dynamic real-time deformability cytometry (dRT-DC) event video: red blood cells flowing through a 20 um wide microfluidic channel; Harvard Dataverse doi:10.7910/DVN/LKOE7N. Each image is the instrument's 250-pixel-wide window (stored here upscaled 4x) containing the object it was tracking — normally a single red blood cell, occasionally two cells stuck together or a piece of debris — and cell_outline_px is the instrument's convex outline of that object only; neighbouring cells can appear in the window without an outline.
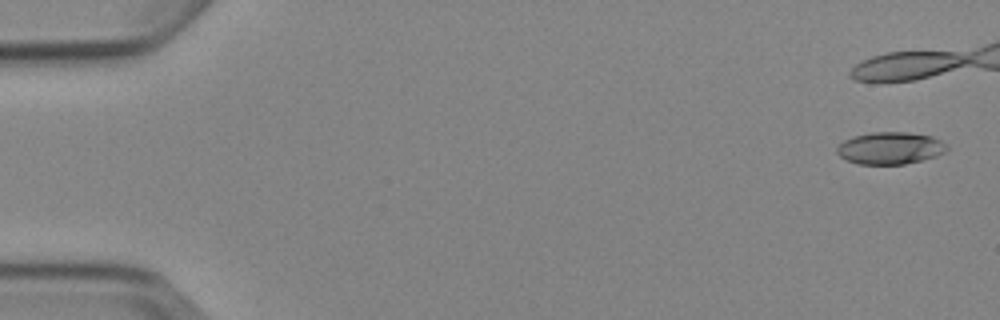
{"species": "Egyptian fruit bat (a non-hibernating species)", "species_latin": "Rousettus aegyptiacus", "temperature_condition": "cold", "stored_images_in_passage": 7, "camera_frame_rate_fps": 3000, "um_per_image_px": 0.085, "animal": {"sex": "female"}, "frame": {"image": 1, "passage_image": 1, "time_ms": 0.0, "image_size_px": [1000, 320], "cell_outline_px": [[948, 152], [936, 156], [904, 164], [860, 164], [844, 160], [836, 152], [836, 148], [844, 140], [852, 136], [872, 132], [908, 132], [932, 136], [940, 140], [948, 148]], "centroid_in_image_um": [75.65, 12.59], "position_along_channel_um": 9.4, "area_um2": 20.69}}
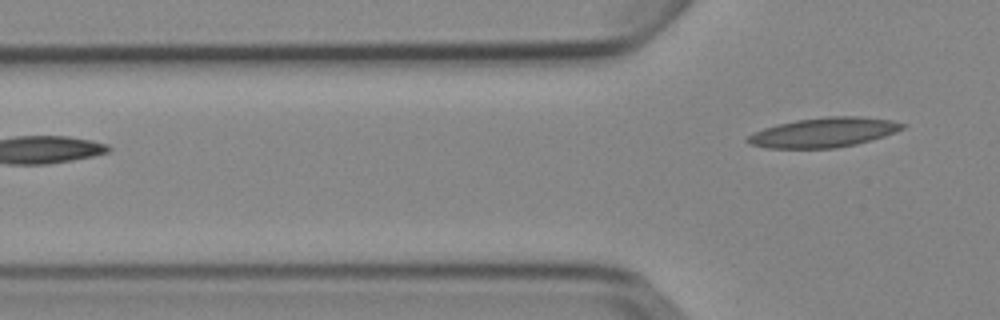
{"frame": {"image": 2, "passage_image": 7, "time_ms": 7.0, "image_size_px": [1000, 320], "cell_outline_px": [[908, 124], [904, 128], [884, 136], [856, 144], [836, 148], [764, 148], [748, 144], [744, 140], [752, 132], [764, 128], [796, 120], [828, 116], [860, 116], [892, 120]], "centroid_in_image_um": [70.0, 11.26], "position_along_channel_um": 55.8, "area_um2": 26.82}}